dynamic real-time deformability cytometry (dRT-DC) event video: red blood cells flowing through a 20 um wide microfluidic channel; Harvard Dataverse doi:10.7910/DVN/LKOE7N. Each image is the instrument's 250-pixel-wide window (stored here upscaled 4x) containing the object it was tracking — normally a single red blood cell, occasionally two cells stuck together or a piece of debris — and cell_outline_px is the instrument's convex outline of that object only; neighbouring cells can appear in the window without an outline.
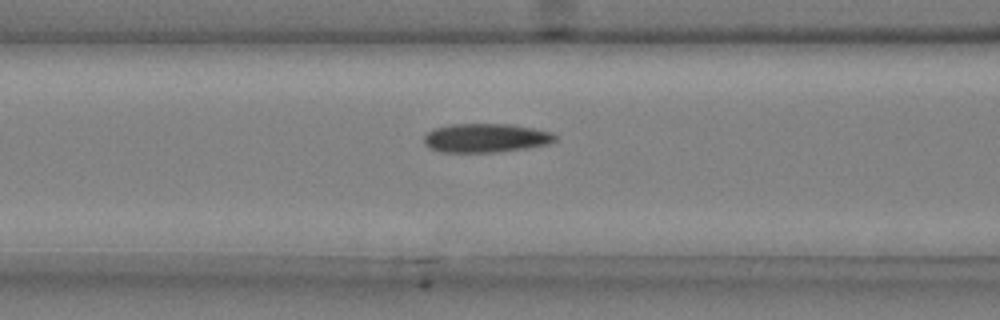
{"species": "common noctule bat (a hibernating species)", "species_latin": "Nyctalus noctula", "temperature_condition": "cold", "stored_images_in_passage": 34, "camera_frame_rate_fps": 3000, "um_per_image_px": 0.085, "animal": {"sex": "male", "body_mass_g": 20.4}, "frame": {"image": 1, "passage_image": 8, "time_ms": 2.333, "image_size_px": [1000, 320], "cell_outline_px": [[556, 140], [548, 144], [528, 148], [496, 152], [440, 152], [428, 148], [424, 144], [424, 136], [432, 128], [448, 124], [508, 124], [532, 128], [552, 132], [556, 136]], "centroid_in_image_um": [41.25, 11.73], "position_along_channel_um": 125.4, "area_um2": 22.25}}
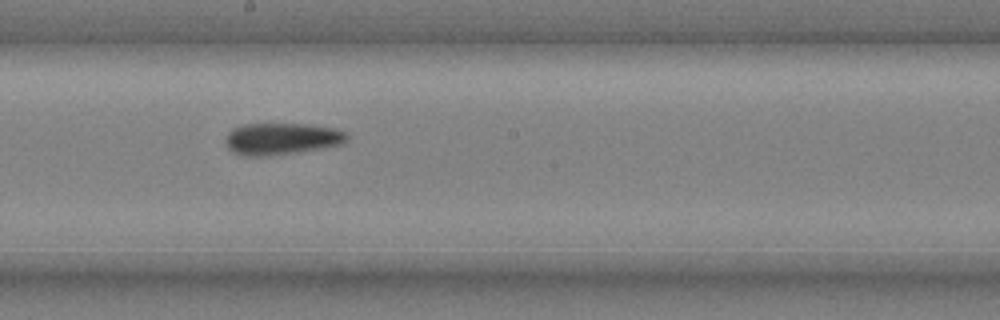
{"frame": {"image": 2, "passage_image": 16, "time_ms": 5.0, "image_size_px": [1000, 320], "cell_outline_px": [[348, 140], [340, 144], [324, 148], [268, 156], [240, 156], [232, 152], [224, 144], [224, 140], [228, 132], [232, 128], [244, 124], [308, 124], [336, 128], [348, 132]], "centroid_in_image_um": [23.92, 11.8], "position_along_channel_um": 224.3, "area_um2": 22.89}}
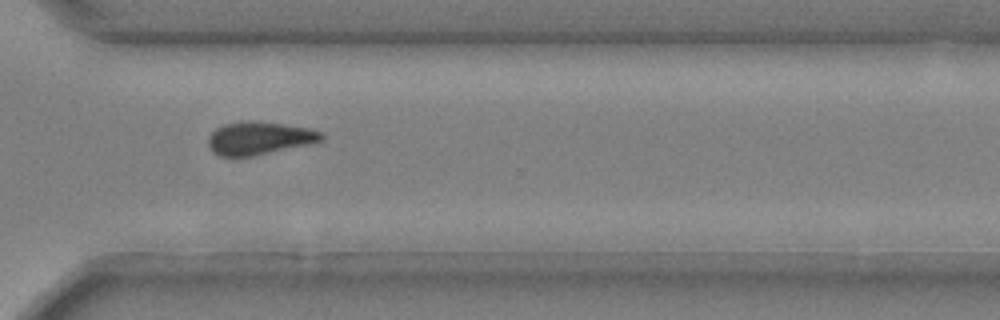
{"frame": {"image": 3, "passage_image": 26, "time_ms": 8.333, "image_size_px": [1000, 320], "cell_outline_px": [[324, 140], [308, 144], [256, 156], [220, 156], [212, 152], [208, 144], [208, 136], [216, 128], [224, 124], [248, 120], [252, 120], [308, 128], [324, 132]], "centroid_in_image_um": [22.03, 11.75], "position_along_channel_um": 348.6, "area_um2": 21.79}}